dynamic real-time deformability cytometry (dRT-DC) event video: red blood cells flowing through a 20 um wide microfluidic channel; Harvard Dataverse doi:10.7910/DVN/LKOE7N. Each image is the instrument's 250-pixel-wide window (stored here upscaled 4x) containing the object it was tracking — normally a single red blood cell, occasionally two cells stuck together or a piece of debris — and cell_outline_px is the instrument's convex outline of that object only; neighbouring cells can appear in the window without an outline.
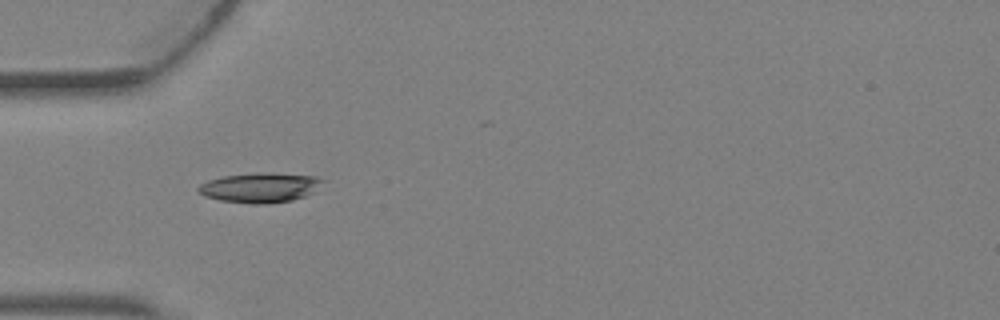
{"species": "Egyptian fruit bat (a non-hibernating species)", "species_latin": "Rousettus aegyptiacus", "temperature_condition": "warm", "stored_images_in_passage": 1, "camera_frame_rate_fps": 3000, "um_per_image_px": 0.085, "animal": {"sex": "female"}, "frame": {"image": 1, "passage_image": 1, "time_ms": 0.0, "image_size_px": [1000, 320], "cell_outline_px": [[328, 180], [312, 192], [304, 196], [292, 200], [268, 204], [252, 204], [220, 200], [204, 196], [196, 188], [200, 184], [208, 180], [224, 176], [316, 176]], "centroid_in_image_um": [22.09, 16.01], "position_along_channel_um": 62.9, "area_um2": 20.29}}